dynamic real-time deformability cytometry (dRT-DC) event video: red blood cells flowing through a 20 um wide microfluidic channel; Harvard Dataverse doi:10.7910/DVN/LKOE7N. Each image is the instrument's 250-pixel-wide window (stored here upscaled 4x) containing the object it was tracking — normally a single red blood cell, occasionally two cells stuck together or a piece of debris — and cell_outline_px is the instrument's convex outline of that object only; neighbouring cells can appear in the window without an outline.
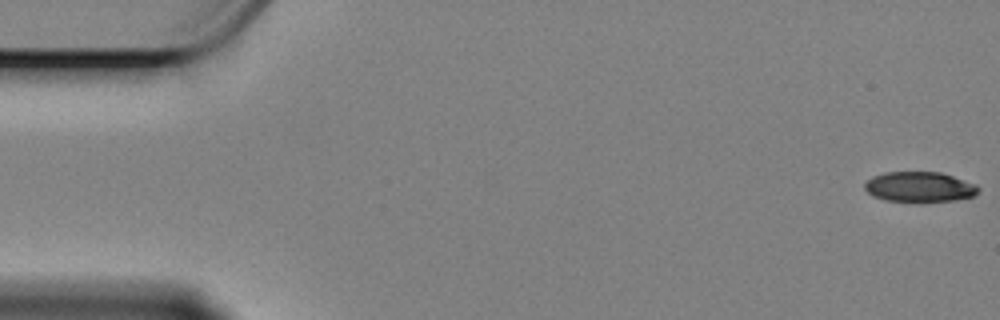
{"species": "Egyptian fruit bat (a non-hibernating species)", "species_latin": "Rousettus aegyptiacus", "temperature_condition": "cold", "stored_images_in_passage": 59, "camera_frame_rate_fps": 3000, "um_per_image_px": 0.085, "animal": {"sex": "female"}, "frame": {"image": 1, "passage_image": 1, "time_ms": 0.0, "image_size_px": [1000, 320], "cell_outline_px": [[980, 188], [972, 196], [956, 200], [920, 204], [884, 200], [872, 196], [864, 188], [864, 184], [872, 176], [884, 172], [940, 172], [976, 184]], "centroid_in_image_um": [78.12, 15.92], "position_along_channel_um": 6.9, "area_um2": 20.58}}
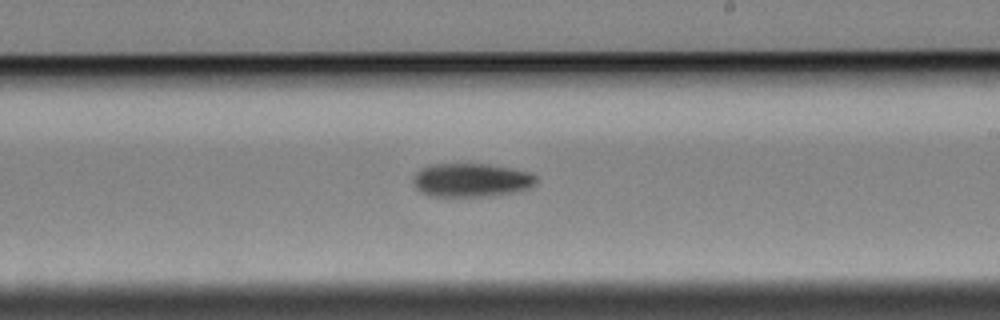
{"frame": {"image": 2, "passage_image": 34, "time_ms": 11.0, "image_size_px": [1000, 320], "cell_outline_px": [[536, 180], [528, 188], [508, 192], [484, 196], [428, 196], [420, 192], [412, 184], [412, 176], [420, 168], [428, 164], [488, 164], [512, 168], [528, 172], [536, 176]], "centroid_in_image_um": [39.94, 15.29], "position_along_channel_um": 249.1, "area_um2": 23.99}}
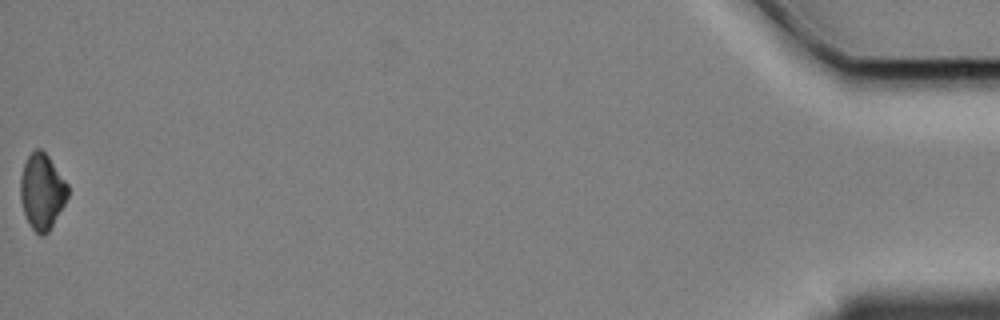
{"frame": {"image": 3, "passage_image": 59, "time_ms": 19.333, "image_size_px": [1000, 320], "cell_outline_px": [[68, 196], [64, 204], [48, 232], [44, 236], [40, 236], [32, 228], [24, 212], [20, 200], [20, 176], [24, 164], [28, 156], [36, 148], [40, 148], [48, 156], [68, 184]], "centroid_in_image_um": [3.56, 16.27], "position_along_channel_um": 431.6, "area_um2": 20.69}, "authors_computed_cell_mechanics": {"area_um2": 22.831, "velocity_mm_per_s": 3.3801, "shape_relaxation_time_tau1_ms": 2.4755, "shape_relaxation_time_tau2_ms": null, "deformation_change_tau1": 0.1023, "deformation_change_tau2": null}}